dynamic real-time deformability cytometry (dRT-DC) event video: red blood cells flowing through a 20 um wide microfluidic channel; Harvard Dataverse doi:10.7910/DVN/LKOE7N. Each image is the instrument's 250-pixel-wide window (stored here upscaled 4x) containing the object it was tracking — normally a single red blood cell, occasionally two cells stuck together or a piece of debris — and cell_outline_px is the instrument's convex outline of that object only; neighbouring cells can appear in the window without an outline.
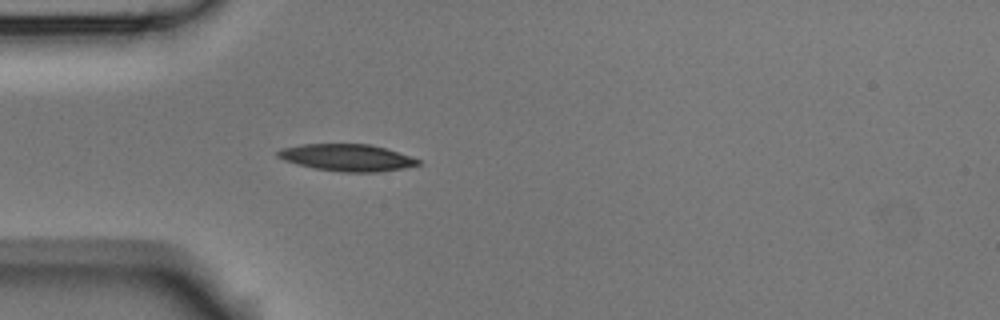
{"species": "Egyptian fruit bat (a non-hibernating species)", "species_latin": "Rousettus aegyptiacus", "temperature_condition": "room temperature", "stored_images_in_passage": 4, "camera_frame_rate_fps": 3000, "um_per_image_px": 0.085, "animal": {"sex": "male"}, "frame": {"image": 1, "passage_image": 4, "time_ms": 1.0, "image_size_px": [1000, 320], "cell_outline_px": [[420, 164], [404, 168], [380, 172], [340, 172], [316, 168], [284, 160], [276, 156], [276, 152], [280, 148], [300, 144], [368, 144], [384, 148], [420, 160]], "centroid_in_image_um": [29.46, 13.39], "position_along_channel_um": 55.5, "area_um2": 21.79}}